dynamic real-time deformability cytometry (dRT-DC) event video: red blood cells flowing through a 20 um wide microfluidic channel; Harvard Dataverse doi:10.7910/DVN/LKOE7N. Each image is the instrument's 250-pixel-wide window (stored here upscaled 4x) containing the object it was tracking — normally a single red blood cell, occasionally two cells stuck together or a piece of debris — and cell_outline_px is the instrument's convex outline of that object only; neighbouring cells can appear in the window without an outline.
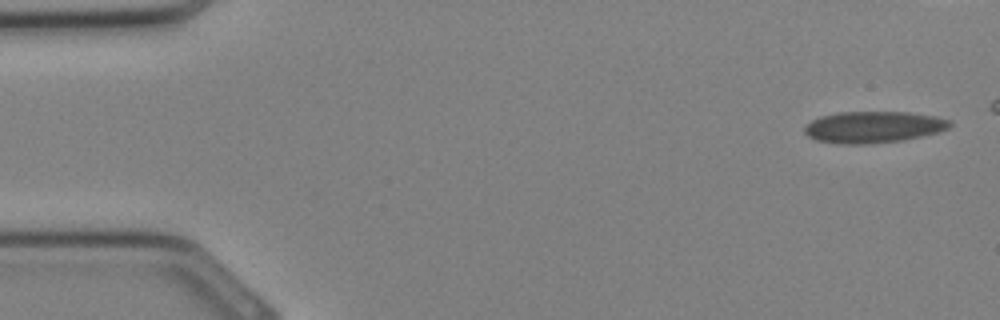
{"species": "Egyptian fruit bat (a non-hibernating species)", "species_latin": "Rousettus aegyptiacus", "temperature_condition": "cold", "stored_images_in_passage": 27, "camera_frame_rate_fps": 3000, "um_per_image_px": 0.085, "animal": {"sex": "female"}, "frame": {"image": 1, "passage_image": 1, "time_ms": 0.0, "image_size_px": [1000, 320], "cell_outline_px": [[952, 124], [948, 128], [936, 132], [920, 136], [900, 140], [872, 144], [844, 144], [816, 140], [808, 136], [804, 132], [804, 128], [812, 120], [820, 116], [840, 112], [908, 112], [936, 116], [952, 120]], "centroid_in_image_um": [74.24, 10.79], "position_along_channel_um": 10.8, "area_um2": 26.59}}
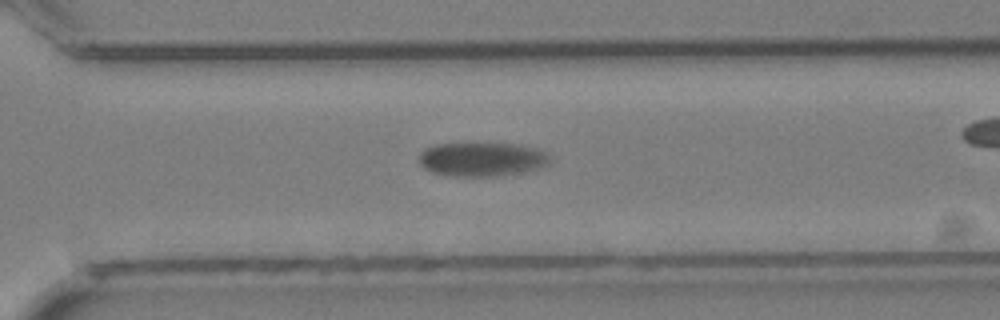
{"frame": {"image": 2, "passage_image": 23, "time_ms": 7.333, "image_size_px": [1000, 320], "cell_outline_px": [[548, 164], [536, 168], [492, 176], [456, 176], [432, 172], [424, 168], [420, 164], [420, 152], [424, 148], [432, 144], [516, 144], [536, 148], [544, 152], [548, 156]], "centroid_in_image_um": [40.88, 13.52], "position_along_channel_um": 329.7, "area_um2": 25.26}}